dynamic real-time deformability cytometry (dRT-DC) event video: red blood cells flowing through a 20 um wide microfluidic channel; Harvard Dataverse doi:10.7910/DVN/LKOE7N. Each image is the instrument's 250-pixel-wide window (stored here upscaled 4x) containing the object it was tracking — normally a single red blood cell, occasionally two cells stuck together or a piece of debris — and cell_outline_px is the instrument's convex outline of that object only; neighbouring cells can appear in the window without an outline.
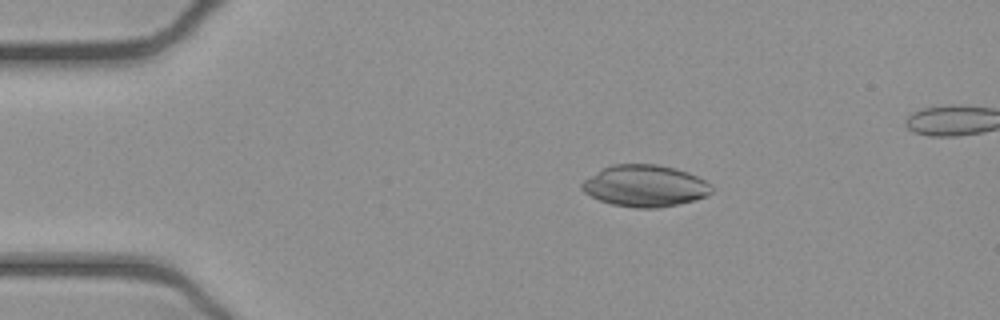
{"species": "common noctule bat (a hibernating species)", "species_latin": "Nyctalus noctula", "temperature_condition": "cold", "stored_images_in_passage": 50, "camera_frame_rate_fps": 3000, "um_per_image_px": 0.085, "animal": {"sex": "female", "body_mass_g": 21.9}, "frame": {"image": 1, "passage_image": 10, "time_ms": 3.0, "image_size_px": [1000, 320], "cell_outline_px": [[712, 192], [708, 196], [696, 200], [680, 204], [660, 208], [636, 208], [612, 204], [600, 200], [584, 192], [580, 188], [580, 184], [584, 180], [604, 168], [612, 164], [656, 164], [676, 168], [688, 172], [712, 184]], "centroid_in_image_um": [54.86, 15.81], "position_along_channel_um": 30.1, "area_um2": 31.62}}
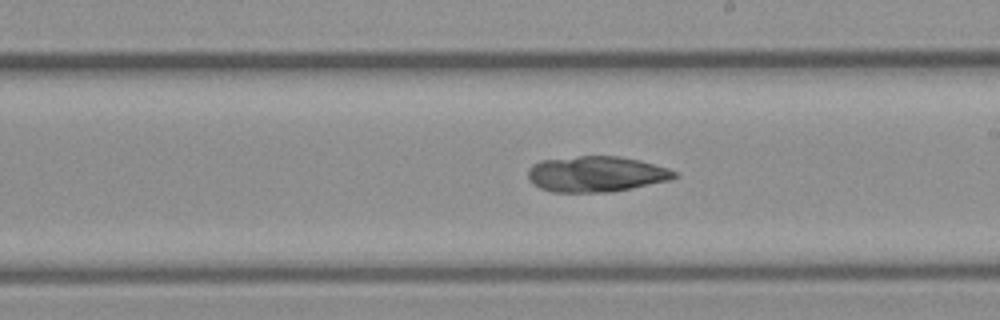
{"frame": {"image": 2, "passage_image": 30, "time_ms": 9.667, "image_size_px": [1000, 320], "cell_outline_px": [[680, 176], [672, 180], [612, 192], [552, 192], [540, 188], [532, 184], [528, 180], [528, 168], [532, 164], [540, 160], [580, 156], [620, 156], [640, 160], [668, 168], [676, 172]], "centroid_in_image_um": [50.68, 14.8], "position_along_channel_um": 238.3, "area_um2": 30.87}}
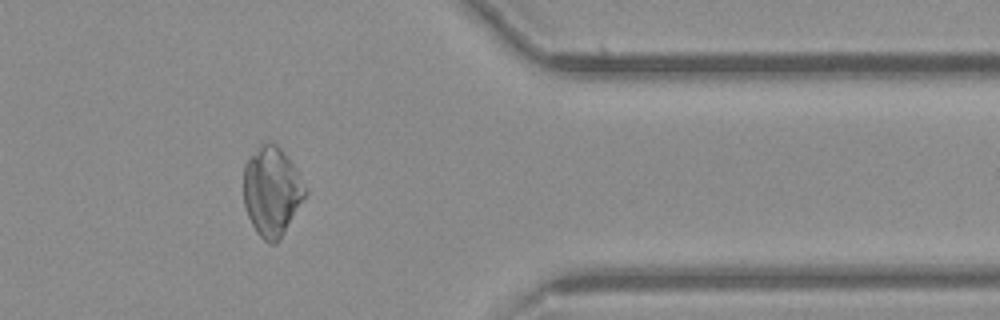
{"frame": {"image": 3, "passage_image": 43, "time_ms": 14.0, "image_size_px": [1000, 320], "cell_outline_px": [[308, 192], [280, 240], [276, 244], [268, 244], [256, 232], [248, 216], [244, 204], [244, 164], [260, 144], [264, 140], [272, 140], [284, 152], [308, 188]], "centroid_in_image_um": [23.11, 16.26], "position_along_channel_um": 388.3, "area_um2": 32.31}}